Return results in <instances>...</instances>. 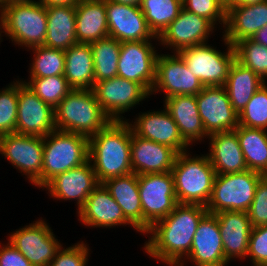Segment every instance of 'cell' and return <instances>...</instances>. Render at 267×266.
Returning a JSON list of instances; mask_svg holds the SVG:
<instances>
[{
  "instance_id": "6da1fadb",
  "label": "cell",
  "mask_w": 267,
  "mask_h": 266,
  "mask_svg": "<svg viewBox=\"0 0 267 266\" xmlns=\"http://www.w3.org/2000/svg\"><path fill=\"white\" fill-rule=\"evenodd\" d=\"M207 213L206 206L178 203L146 232L152 235L144 246L146 253L167 265L183 266L181 258L190 253L198 224Z\"/></svg>"
},
{
  "instance_id": "7a4b0ae2",
  "label": "cell",
  "mask_w": 267,
  "mask_h": 266,
  "mask_svg": "<svg viewBox=\"0 0 267 266\" xmlns=\"http://www.w3.org/2000/svg\"><path fill=\"white\" fill-rule=\"evenodd\" d=\"M132 128L125 120H112L89 138V161L100 184L107 179L133 173L131 166Z\"/></svg>"
},
{
  "instance_id": "3957f363",
  "label": "cell",
  "mask_w": 267,
  "mask_h": 266,
  "mask_svg": "<svg viewBox=\"0 0 267 266\" xmlns=\"http://www.w3.org/2000/svg\"><path fill=\"white\" fill-rule=\"evenodd\" d=\"M54 113L57 130L81 134L88 138L112 121L91 89H72L59 102Z\"/></svg>"
},
{
  "instance_id": "277c9868",
  "label": "cell",
  "mask_w": 267,
  "mask_h": 266,
  "mask_svg": "<svg viewBox=\"0 0 267 266\" xmlns=\"http://www.w3.org/2000/svg\"><path fill=\"white\" fill-rule=\"evenodd\" d=\"M188 156L178 153L171 170L177 202L207 206L217 174L207 155Z\"/></svg>"
},
{
  "instance_id": "5b68a950",
  "label": "cell",
  "mask_w": 267,
  "mask_h": 266,
  "mask_svg": "<svg viewBox=\"0 0 267 266\" xmlns=\"http://www.w3.org/2000/svg\"><path fill=\"white\" fill-rule=\"evenodd\" d=\"M88 158V137L57 129L44 136L42 188L57 175L83 165Z\"/></svg>"
},
{
  "instance_id": "8992f818",
  "label": "cell",
  "mask_w": 267,
  "mask_h": 266,
  "mask_svg": "<svg viewBox=\"0 0 267 266\" xmlns=\"http://www.w3.org/2000/svg\"><path fill=\"white\" fill-rule=\"evenodd\" d=\"M0 36L8 35L16 44L28 48L44 45L47 33L46 7L38 1L14 2L0 9Z\"/></svg>"
},
{
  "instance_id": "52a82bcc",
  "label": "cell",
  "mask_w": 267,
  "mask_h": 266,
  "mask_svg": "<svg viewBox=\"0 0 267 266\" xmlns=\"http://www.w3.org/2000/svg\"><path fill=\"white\" fill-rule=\"evenodd\" d=\"M263 177L262 174L249 169L232 174H217L206 206L208 213L247 212L254 199L258 182Z\"/></svg>"
},
{
  "instance_id": "ba28073f",
  "label": "cell",
  "mask_w": 267,
  "mask_h": 266,
  "mask_svg": "<svg viewBox=\"0 0 267 266\" xmlns=\"http://www.w3.org/2000/svg\"><path fill=\"white\" fill-rule=\"evenodd\" d=\"M143 214V233L158 220L167 217L178 204L172 172L138 175Z\"/></svg>"
},
{
  "instance_id": "9c48e42d",
  "label": "cell",
  "mask_w": 267,
  "mask_h": 266,
  "mask_svg": "<svg viewBox=\"0 0 267 266\" xmlns=\"http://www.w3.org/2000/svg\"><path fill=\"white\" fill-rule=\"evenodd\" d=\"M223 39L228 49L224 53L207 43L187 47L177 53L203 86H224L226 83L229 68L235 60V50L234 46Z\"/></svg>"
},
{
  "instance_id": "30bf717a",
  "label": "cell",
  "mask_w": 267,
  "mask_h": 266,
  "mask_svg": "<svg viewBox=\"0 0 267 266\" xmlns=\"http://www.w3.org/2000/svg\"><path fill=\"white\" fill-rule=\"evenodd\" d=\"M35 186L42 188L43 137L10 133L1 136V153Z\"/></svg>"
},
{
  "instance_id": "8fae6325",
  "label": "cell",
  "mask_w": 267,
  "mask_h": 266,
  "mask_svg": "<svg viewBox=\"0 0 267 266\" xmlns=\"http://www.w3.org/2000/svg\"><path fill=\"white\" fill-rule=\"evenodd\" d=\"M150 42H122L117 72V76L139 83L149 94L155 83L158 57Z\"/></svg>"
},
{
  "instance_id": "7c38bea8",
  "label": "cell",
  "mask_w": 267,
  "mask_h": 266,
  "mask_svg": "<svg viewBox=\"0 0 267 266\" xmlns=\"http://www.w3.org/2000/svg\"><path fill=\"white\" fill-rule=\"evenodd\" d=\"M198 111L208 136L234 131L239 125L225 86H204L196 95Z\"/></svg>"
},
{
  "instance_id": "4fadbf2b",
  "label": "cell",
  "mask_w": 267,
  "mask_h": 266,
  "mask_svg": "<svg viewBox=\"0 0 267 266\" xmlns=\"http://www.w3.org/2000/svg\"><path fill=\"white\" fill-rule=\"evenodd\" d=\"M55 129L54 109L43 102L24 82L18 81L15 133L44 137Z\"/></svg>"
},
{
  "instance_id": "5bb4252c",
  "label": "cell",
  "mask_w": 267,
  "mask_h": 266,
  "mask_svg": "<svg viewBox=\"0 0 267 266\" xmlns=\"http://www.w3.org/2000/svg\"><path fill=\"white\" fill-rule=\"evenodd\" d=\"M33 266H48L62 247L45 221L20 228L8 239Z\"/></svg>"
},
{
  "instance_id": "9a60e30c",
  "label": "cell",
  "mask_w": 267,
  "mask_h": 266,
  "mask_svg": "<svg viewBox=\"0 0 267 266\" xmlns=\"http://www.w3.org/2000/svg\"><path fill=\"white\" fill-rule=\"evenodd\" d=\"M92 91L103 111L114 121L123 120L120 114L150 96L139 83L119 76L95 82Z\"/></svg>"
},
{
  "instance_id": "2e32d148",
  "label": "cell",
  "mask_w": 267,
  "mask_h": 266,
  "mask_svg": "<svg viewBox=\"0 0 267 266\" xmlns=\"http://www.w3.org/2000/svg\"><path fill=\"white\" fill-rule=\"evenodd\" d=\"M203 84L191 74L184 60L177 54L158 55L156 61V78L151 94L163 90L166 97L176 95H197Z\"/></svg>"
},
{
  "instance_id": "e0dca14e",
  "label": "cell",
  "mask_w": 267,
  "mask_h": 266,
  "mask_svg": "<svg viewBox=\"0 0 267 266\" xmlns=\"http://www.w3.org/2000/svg\"><path fill=\"white\" fill-rule=\"evenodd\" d=\"M214 25L206 18L182 8L179 15L162 31L157 40L162 45L173 47L175 53L180 50L207 43L209 32Z\"/></svg>"
},
{
  "instance_id": "ac0fdd59",
  "label": "cell",
  "mask_w": 267,
  "mask_h": 266,
  "mask_svg": "<svg viewBox=\"0 0 267 266\" xmlns=\"http://www.w3.org/2000/svg\"><path fill=\"white\" fill-rule=\"evenodd\" d=\"M109 36L119 42L158 38L149 29L140 7L105 0Z\"/></svg>"
},
{
  "instance_id": "d6986e66",
  "label": "cell",
  "mask_w": 267,
  "mask_h": 266,
  "mask_svg": "<svg viewBox=\"0 0 267 266\" xmlns=\"http://www.w3.org/2000/svg\"><path fill=\"white\" fill-rule=\"evenodd\" d=\"M91 163L88 160L79 167L57 175L44 188L53 198L59 200L76 199L77 210H80L88 196L100 184Z\"/></svg>"
},
{
  "instance_id": "ffe728a7",
  "label": "cell",
  "mask_w": 267,
  "mask_h": 266,
  "mask_svg": "<svg viewBox=\"0 0 267 266\" xmlns=\"http://www.w3.org/2000/svg\"><path fill=\"white\" fill-rule=\"evenodd\" d=\"M187 258L196 266H226L220 228L215 214L207 213L198 224Z\"/></svg>"
},
{
  "instance_id": "44dd1931",
  "label": "cell",
  "mask_w": 267,
  "mask_h": 266,
  "mask_svg": "<svg viewBox=\"0 0 267 266\" xmlns=\"http://www.w3.org/2000/svg\"><path fill=\"white\" fill-rule=\"evenodd\" d=\"M132 131L142 138L173 148L177 153L186 152L189 146L182 138L178 126L166 110L143 113L136 118Z\"/></svg>"
},
{
  "instance_id": "7402d4cb",
  "label": "cell",
  "mask_w": 267,
  "mask_h": 266,
  "mask_svg": "<svg viewBox=\"0 0 267 266\" xmlns=\"http://www.w3.org/2000/svg\"><path fill=\"white\" fill-rule=\"evenodd\" d=\"M177 152L166 145L137 136L132 131L131 166L137 175L170 172Z\"/></svg>"
},
{
  "instance_id": "603a6c76",
  "label": "cell",
  "mask_w": 267,
  "mask_h": 266,
  "mask_svg": "<svg viewBox=\"0 0 267 266\" xmlns=\"http://www.w3.org/2000/svg\"><path fill=\"white\" fill-rule=\"evenodd\" d=\"M267 25V0L251 5L226 6L225 33L223 37L232 46Z\"/></svg>"
},
{
  "instance_id": "cb8c5ba5",
  "label": "cell",
  "mask_w": 267,
  "mask_h": 266,
  "mask_svg": "<svg viewBox=\"0 0 267 266\" xmlns=\"http://www.w3.org/2000/svg\"><path fill=\"white\" fill-rule=\"evenodd\" d=\"M80 221L91 227H112L130 224L121 207L113 199L103 184H99L86 199L84 206L78 211Z\"/></svg>"
},
{
  "instance_id": "d4e9b609",
  "label": "cell",
  "mask_w": 267,
  "mask_h": 266,
  "mask_svg": "<svg viewBox=\"0 0 267 266\" xmlns=\"http://www.w3.org/2000/svg\"><path fill=\"white\" fill-rule=\"evenodd\" d=\"M220 228L224 256L229 263L231 258L247 257L252 224L244 211H222L215 214Z\"/></svg>"
},
{
  "instance_id": "484cf974",
  "label": "cell",
  "mask_w": 267,
  "mask_h": 266,
  "mask_svg": "<svg viewBox=\"0 0 267 266\" xmlns=\"http://www.w3.org/2000/svg\"><path fill=\"white\" fill-rule=\"evenodd\" d=\"M208 137L211 141V150L207 156L216 174H232L248 170L235 131L215 133Z\"/></svg>"
},
{
  "instance_id": "4316f807",
  "label": "cell",
  "mask_w": 267,
  "mask_h": 266,
  "mask_svg": "<svg viewBox=\"0 0 267 266\" xmlns=\"http://www.w3.org/2000/svg\"><path fill=\"white\" fill-rule=\"evenodd\" d=\"M166 110L178 126L183 140L190 146L208 135L200 118L195 95H176L165 98Z\"/></svg>"
},
{
  "instance_id": "83f0119b",
  "label": "cell",
  "mask_w": 267,
  "mask_h": 266,
  "mask_svg": "<svg viewBox=\"0 0 267 266\" xmlns=\"http://www.w3.org/2000/svg\"><path fill=\"white\" fill-rule=\"evenodd\" d=\"M121 207L125 218L143 233V214L138 188V175L129 173L107 179L102 183Z\"/></svg>"
},
{
  "instance_id": "f1b7e54d",
  "label": "cell",
  "mask_w": 267,
  "mask_h": 266,
  "mask_svg": "<svg viewBox=\"0 0 267 266\" xmlns=\"http://www.w3.org/2000/svg\"><path fill=\"white\" fill-rule=\"evenodd\" d=\"M75 7L78 43L90 44L109 36L105 0H80Z\"/></svg>"
},
{
  "instance_id": "f546056e",
  "label": "cell",
  "mask_w": 267,
  "mask_h": 266,
  "mask_svg": "<svg viewBox=\"0 0 267 266\" xmlns=\"http://www.w3.org/2000/svg\"><path fill=\"white\" fill-rule=\"evenodd\" d=\"M47 33L43 46L65 51L78 43L75 5L46 7Z\"/></svg>"
},
{
  "instance_id": "4dcf8cb0",
  "label": "cell",
  "mask_w": 267,
  "mask_h": 266,
  "mask_svg": "<svg viewBox=\"0 0 267 266\" xmlns=\"http://www.w3.org/2000/svg\"><path fill=\"white\" fill-rule=\"evenodd\" d=\"M64 77L72 89H93L94 61L90 44L77 43L65 51Z\"/></svg>"
},
{
  "instance_id": "1f68e13d",
  "label": "cell",
  "mask_w": 267,
  "mask_h": 266,
  "mask_svg": "<svg viewBox=\"0 0 267 266\" xmlns=\"http://www.w3.org/2000/svg\"><path fill=\"white\" fill-rule=\"evenodd\" d=\"M264 82L236 59L229 68L225 88L234 110L239 114Z\"/></svg>"
},
{
  "instance_id": "d6a6232c",
  "label": "cell",
  "mask_w": 267,
  "mask_h": 266,
  "mask_svg": "<svg viewBox=\"0 0 267 266\" xmlns=\"http://www.w3.org/2000/svg\"><path fill=\"white\" fill-rule=\"evenodd\" d=\"M249 170L267 176V132L240 126L234 130Z\"/></svg>"
},
{
  "instance_id": "836d02e7",
  "label": "cell",
  "mask_w": 267,
  "mask_h": 266,
  "mask_svg": "<svg viewBox=\"0 0 267 266\" xmlns=\"http://www.w3.org/2000/svg\"><path fill=\"white\" fill-rule=\"evenodd\" d=\"M94 61L95 82L117 76L121 42L110 36L90 43Z\"/></svg>"
},
{
  "instance_id": "e575fe53",
  "label": "cell",
  "mask_w": 267,
  "mask_h": 266,
  "mask_svg": "<svg viewBox=\"0 0 267 266\" xmlns=\"http://www.w3.org/2000/svg\"><path fill=\"white\" fill-rule=\"evenodd\" d=\"M139 7L149 29L158 37L179 15L183 4L182 0H142Z\"/></svg>"
},
{
  "instance_id": "d590c367",
  "label": "cell",
  "mask_w": 267,
  "mask_h": 266,
  "mask_svg": "<svg viewBox=\"0 0 267 266\" xmlns=\"http://www.w3.org/2000/svg\"><path fill=\"white\" fill-rule=\"evenodd\" d=\"M35 56L31 65L30 78H46L56 75H64L65 52L46 46H34Z\"/></svg>"
},
{
  "instance_id": "8d00e7d4",
  "label": "cell",
  "mask_w": 267,
  "mask_h": 266,
  "mask_svg": "<svg viewBox=\"0 0 267 266\" xmlns=\"http://www.w3.org/2000/svg\"><path fill=\"white\" fill-rule=\"evenodd\" d=\"M235 59L250 68L264 82L267 77V47L245 38L234 45Z\"/></svg>"
},
{
  "instance_id": "74e56055",
  "label": "cell",
  "mask_w": 267,
  "mask_h": 266,
  "mask_svg": "<svg viewBox=\"0 0 267 266\" xmlns=\"http://www.w3.org/2000/svg\"><path fill=\"white\" fill-rule=\"evenodd\" d=\"M29 79V82H22L53 109H55L59 102L72 90L64 75Z\"/></svg>"
},
{
  "instance_id": "f35d334b",
  "label": "cell",
  "mask_w": 267,
  "mask_h": 266,
  "mask_svg": "<svg viewBox=\"0 0 267 266\" xmlns=\"http://www.w3.org/2000/svg\"><path fill=\"white\" fill-rule=\"evenodd\" d=\"M239 125L267 129V86L266 83L252 96L238 114Z\"/></svg>"
},
{
  "instance_id": "ab89813d",
  "label": "cell",
  "mask_w": 267,
  "mask_h": 266,
  "mask_svg": "<svg viewBox=\"0 0 267 266\" xmlns=\"http://www.w3.org/2000/svg\"><path fill=\"white\" fill-rule=\"evenodd\" d=\"M18 106V81L0 91V136L15 133Z\"/></svg>"
},
{
  "instance_id": "60d3db41",
  "label": "cell",
  "mask_w": 267,
  "mask_h": 266,
  "mask_svg": "<svg viewBox=\"0 0 267 266\" xmlns=\"http://www.w3.org/2000/svg\"><path fill=\"white\" fill-rule=\"evenodd\" d=\"M183 8L208 19L214 26L217 21L225 26L226 5L221 0H182Z\"/></svg>"
},
{
  "instance_id": "b9f144b4",
  "label": "cell",
  "mask_w": 267,
  "mask_h": 266,
  "mask_svg": "<svg viewBox=\"0 0 267 266\" xmlns=\"http://www.w3.org/2000/svg\"><path fill=\"white\" fill-rule=\"evenodd\" d=\"M248 256L254 266H267V225L252 228L248 243Z\"/></svg>"
},
{
  "instance_id": "7bdbcfd3",
  "label": "cell",
  "mask_w": 267,
  "mask_h": 266,
  "mask_svg": "<svg viewBox=\"0 0 267 266\" xmlns=\"http://www.w3.org/2000/svg\"><path fill=\"white\" fill-rule=\"evenodd\" d=\"M247 213L252 227L267 225V176L258 182L254 199Z\"/></svg>"
},
{
  "instance_id": "ee69618b",
  "label": "cell",
  "mask_w": 267,
  "mask_h": 266,
  "mask_svg": "<svg viewBox=\"0 0 267 266\" xmlns=\"http://www.w3.org/2000/svg\"><path fill=\"white\" fill-rule=\"evenodd\" d=\"M88 247L83 241L66 249L60 248L48 266H85L88 260Z\"/></svg>"
},
{
  "instance_id": "f6af8a7d",
  "label": "cell",
  "mask_w": 267,
  "mask_h": 266,
  "mask_svg": "<svg viewBox=\"0 0 267 266\" xmlns=\"http://www.w3.org/2000/svg\"><path fill=\"white\" fill-rule=\"evenodd\" d=\"M0 266H33L10 242L0 248Z\"/></svg>"
},
{
  "instance_id": "bcb514c9",
  "label": "cell",
  "mask_w": 267,
  "mask_h": 266,
  "mask_svg": "<svg viewBox=\"0 0 267 266\" xmlns=\"http://www.w3.org/2000/svg\"><path fill=\"white\" fill-rule=\"evenodd\" d=\"M80 0H39L44 7L76 5Z\"/></svg>"
},
{
  "instance_id": "7dc6e473",
  "label": "cell",
  "mask_w": 267,
  "mask_h": 266,
  "mask_svg": "<svg viewBox=\"0 0 267 266\" xmlns=\"http://www.w3.org/2000/svg\"><path fill=\"white\" fill-rule=\"evenodd\" d=\"M251 39L267 47V25L259 29Z\"/></svg>"
},
{
  "instance_id": "c3c4849f",
  "label": "cell",
  "mask_w": 267,
  "mask_h": 266,
  "mask_svg": "<svg viewBox=\"0 0 267 266\" xmlns=\"http://www.w3.org/2000/svg\"><path fill=\"white\" fill-rule=\"evenodd\" d=\"M109 1H113L116 3L123 4V5H131V6H137V7H139L142 2V0H109Z\"/></svg>"
},
{
  "instance_id": "681fc988",
  "label": "cell",
  "mask_w": 267,
  "mask_h": 266,
  "mask_svg": "<svg viewBox=\"0 0 267 266\" xmlns=\"http://www.w3.org/2000/svg\"><path fill=\"white\" fill-rule=\"evenodd\" d=\"M265 0H233V5H251L263 2Z\"/></svg>"
},
{
  "instance_id": "f907efd6",
  "label": "cell",
  "mask_w": 267,
  "mask_h": 266,
  "mask_svg": "<svg viewBox=\"0 0 267 266\" xmlns=\"http://www.w3.org/2000/svg\"><path fill=\"white\" fill-rule=\"evenodd\" d=\"M28 1H34V0H0V8H2L4 5L14 3V2H28Z\"/></svg>"
},
{
  "instance_id": "816d5d0a",
  "label": "cell",
  "mask_w": 267,
  "mask_h": 266,
  "mask_svg": "<svg viewBox=\"0 0 267 266\" xmlns=\"http://www.w3.org/2000/svg\"><path fill=\"white\" fill-rule=\"evenodd\" d=\"M223 3H224V5H226V6H229V5H233V0H221Z\"/></svg>"
},
{
  "instance_id": "f5cc1de1",
  "label": "cell",
  "mask_w": 267,
  "mask_h": 266,
  "mask_svg": "<svg viewBox=\"0 0 267 266\" xmlns=\"http://www.w3.org/2000/svg\"><path fill=\"white\" fill-rule=\"evenodd\" d=\"M0 153H1V136H0Z\"/></svg>"
}]
</instances>
